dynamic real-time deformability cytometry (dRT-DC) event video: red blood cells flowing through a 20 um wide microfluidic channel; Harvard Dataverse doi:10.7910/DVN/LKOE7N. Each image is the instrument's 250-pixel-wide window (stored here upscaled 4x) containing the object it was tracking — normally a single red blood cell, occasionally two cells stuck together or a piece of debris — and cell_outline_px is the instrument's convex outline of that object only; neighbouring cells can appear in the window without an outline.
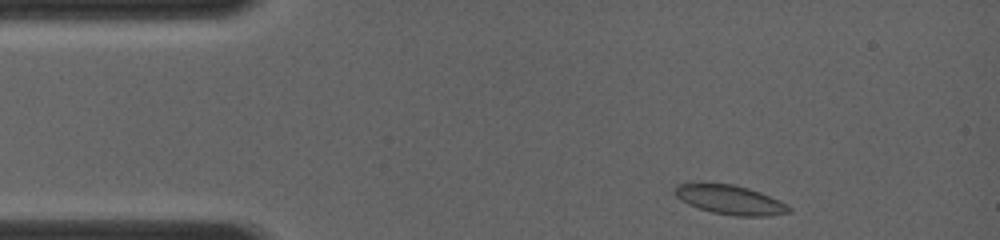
{"species": "common noctule bat (a hibernating species)", "species_latin": "Nyctalus noctula", "temperature_condition": "room temperature", "stored_images_in_passage": 3, "camera_frame_rate_fps": 4000, "um_per_image_px": 0.085, "animal": {"sex": "female", "body_mass_g": 19.0, "forearm_length_mm": 56.7}, "frame": {"image": 1, "passage_image": 1, "time_ms": 0.0, "image_size_px": [1000, 240], "cell_outline_px": [[792, 212], [768, 216], [736, 216], [712, 212], [688, 204], [680, 200], [672, 192], [680, 184], [700, 180], [736, 184], [760, 192], [780, 200], [788, 204], [792, 208]], "centroid_in_image_um": [62.04, 16.94], "position_along_channel_um": 23.0, "area_um2": 20.17}}